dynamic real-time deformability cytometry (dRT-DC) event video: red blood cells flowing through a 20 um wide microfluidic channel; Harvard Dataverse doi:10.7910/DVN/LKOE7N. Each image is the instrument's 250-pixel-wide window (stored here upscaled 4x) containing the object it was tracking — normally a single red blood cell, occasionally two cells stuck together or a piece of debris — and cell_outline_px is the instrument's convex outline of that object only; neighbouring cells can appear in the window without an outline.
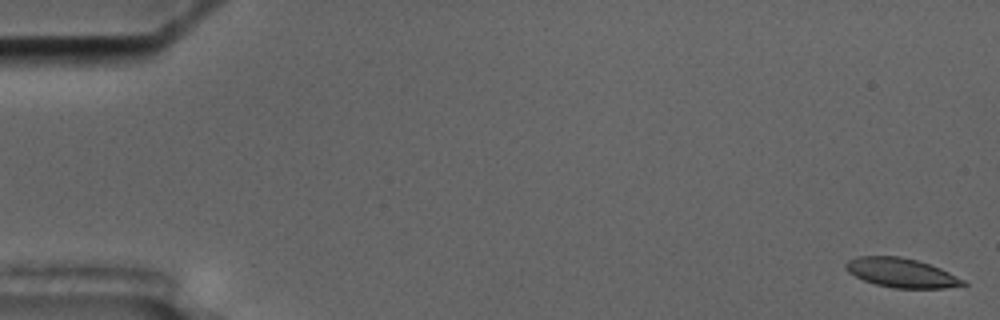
{"species": "common noctule bat (a hibernating species)", "species_latin": "Nyctalus noctula", "temperature_condition": "cold", "stored_images_in_passage": 6, "camera_frame_rate_fps": 3000, "um_per_image_px": 0.085, "animal": {"sex": "male", "body_mass_g": 17.5, "forearm_length_mm": 52.3}, "frame": {"image": 1, "passage_image": 1, "time_ms": 0.0, "image_size_px": [1000, 320], "cell_outline_px": [[968, 284], [944, 288], [892, 288], [876, 284], [864, 280], [848, 272], [844, 268], [844, 264], [848, 260], [856, 256], [900, 256], [916, 260], [940, 268], [964, 280]], "centroid_in_image_um": [76.57, 23.18], "position_along_channel_um": 8.4, "area_um2": 19.88}}
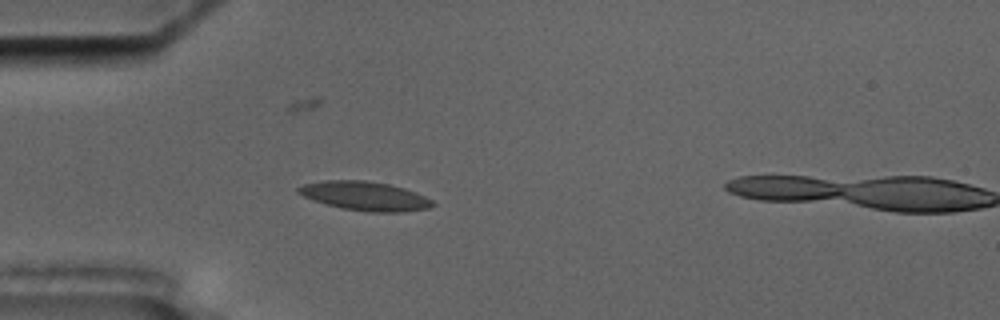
{"frame": {"image": 2, "passage_image": 5, "time_ms": 5.333, "image_size_px": [1000, 320], "cell_outline_px": [[436, 204], [428, 208], [400, 212], [368, 212], [340, 208], [304, 196], [296, 192], [296, 188], [304, 184], [324, 180], [364, 180], [388, 184], [404, 188], [416, 192], [432, 200]], "centroid_in_image_um": [31.03, 16.66], "position_along_channel_um": 54.0, "area_um2": 22.54}}